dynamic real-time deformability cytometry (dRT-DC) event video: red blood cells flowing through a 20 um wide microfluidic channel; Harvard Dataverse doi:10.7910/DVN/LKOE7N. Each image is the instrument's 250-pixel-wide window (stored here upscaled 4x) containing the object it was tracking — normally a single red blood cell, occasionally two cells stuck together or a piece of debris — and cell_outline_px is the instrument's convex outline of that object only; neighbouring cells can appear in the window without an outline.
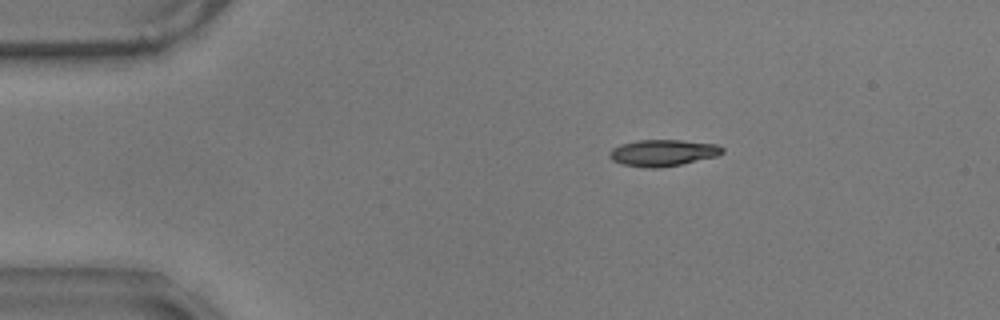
{"species": "common noctule bat (a hibernating species)", "species_latin": "Nyctalus noctula", "temperature_condition": "warm", "stored_images_in_passage": 27, "camera_frame_rate_fps": 3000, "um_per_image_px": 0.085, "animal": {"sex": "male", "body_mass_g": 17.9}, "frame": {"image": 1, "passage_image": 1, "time_ms": 0.0, "image_size_px": [1000, 320], "cell_outline_px": [[724, 152], [716, 156], [680, 164], [660, 168], [644, 168], [624, 164], [612, 160], [608, 156], [608, 152], [612, 148], [620, 144], [640, 140], [680, 140], [716, 144], [724, 148]], "centroid_in_image_um": [56.31, 12.99], "position_along_channel_um": 28.7, "area_um2": 17.4}}
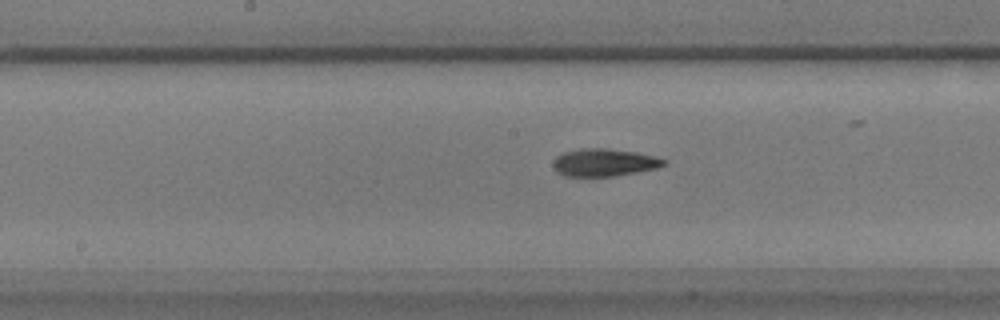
{"frame": {"image": 2, "passage_image": 20, "time_ms": 6.333, "image_size_px": [1000, 320], "cell_outline_px": [[668, 164], [656, 168], [636, 172], [612, 176], [564, 176], [556, 172], [552, 164], [556, 156], [564, 152], [580, 148], [608, 148], [636, 152], [656, 156], [668, 160]], "centroid_in_image_um": [51.36, 13.8], "position_along_channel_um": 196.8, "area_um2": 17.98}}
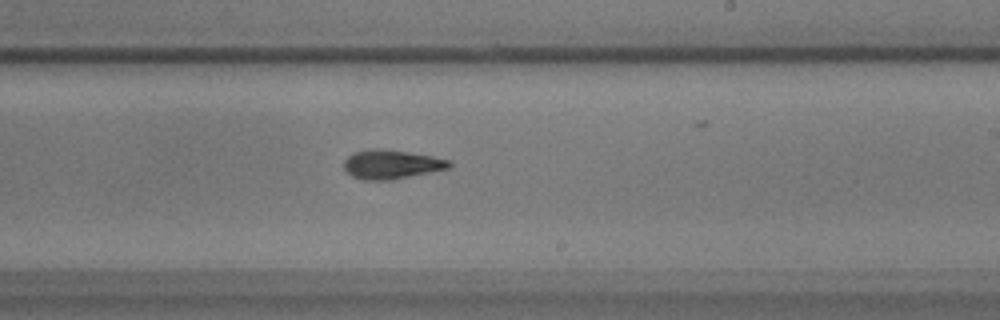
{"frame": {"image": 3, "passage_image": 25, "time_ms": 8.0, "image_size_px": [1000, 320], "cell_outline_px": [[452, 164], [448, 168], [392, 180], [364, 180], [352, 176], [344, 168], [344, 160], [352, 152], [376, 148], [432, 156], [448, 160]], "centroid_in_image_um": [33.22, 13.98], "position_along_channel_um": 255.8, "area_um2": 17.51}}